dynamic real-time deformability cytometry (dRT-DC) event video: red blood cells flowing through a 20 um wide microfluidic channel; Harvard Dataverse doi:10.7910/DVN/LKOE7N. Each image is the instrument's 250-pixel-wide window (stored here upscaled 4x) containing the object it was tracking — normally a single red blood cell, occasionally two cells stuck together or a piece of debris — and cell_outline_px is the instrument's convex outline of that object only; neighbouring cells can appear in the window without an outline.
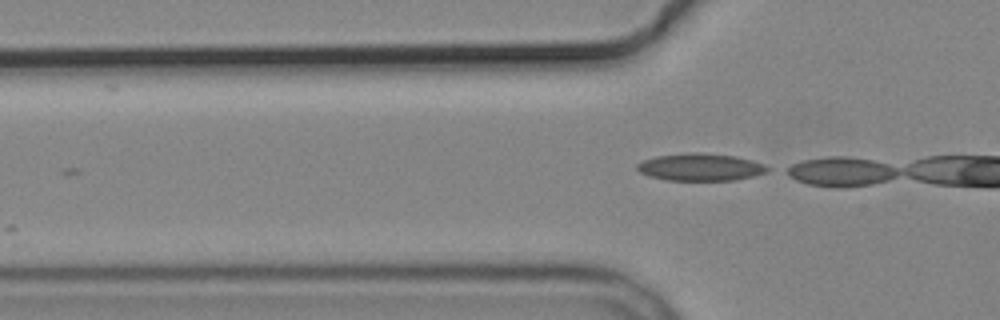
{"species": "common noctule bat (a hibernating species)", "species_latin": "Nyctalus noctula", "temperature_condition": "cold", "stored_images_in_passage": 3, "camera_frame_rate_fps": 3000, "um_per_image_px": 0.085, "animal": {"sex": "male", "body_mass_g": 19.2, "forearm_length_mm": 51.8}, "frame": {"image": 1, "passage_image": 3, "time_ms": 2.0, "image_size_px": [1000, 320], "cell_outline_px": [[772, 168], [768, 172], [736, 180], [668, 180], [648, 176], [640, 172], [636, 168], [636, 164], [644, 160], [656, 156], [692, 152], [696, 152], [736, 156], [752, 160], [764, 164]], "centroid_in_image_um": [59.56, 14.2], "position_along_channel_um": 66.2, "area_um2": 20.81}}